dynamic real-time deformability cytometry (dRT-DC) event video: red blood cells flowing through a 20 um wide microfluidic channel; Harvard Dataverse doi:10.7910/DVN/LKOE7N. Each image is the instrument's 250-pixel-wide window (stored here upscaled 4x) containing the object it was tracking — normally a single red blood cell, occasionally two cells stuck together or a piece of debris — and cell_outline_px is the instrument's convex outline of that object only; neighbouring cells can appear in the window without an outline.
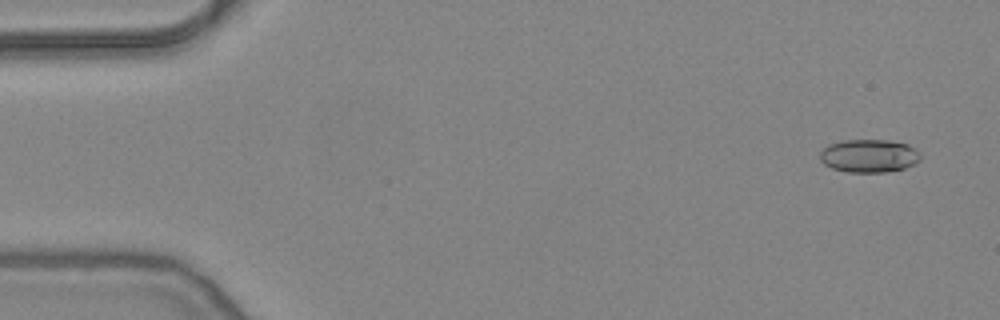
{"species": "common noctule bat (a hibernating species)", "species_latin": "Nyctalus noctula", "temperature_condition": "warm", "stored_images_in_passage": 52, "camera_frame_rate_fps": 3000, "um_per_image_px": 0.085, "animal": {"sex": "female", "body_mass_g": 24.6, "forearm_length_mm": 56.2}, "frame": {"image": 1, "passage_image": 2, "time_ms": 0.333, "image_size_px": [1000, 320], "cell_outline_px": [[920, 160], [916, 164], [904, 168], [888, 172], [848, 172], [832, 168], [824, 164], [820, 160], [820, 152], [828, 144], [844, 140], [888, 140], [908, 144], [916, 148], [920, 152]], "centroid_in_image_um": [73.89, 13.24], "position_along_channel_um": 11.1, "area_um2": 19.59}}
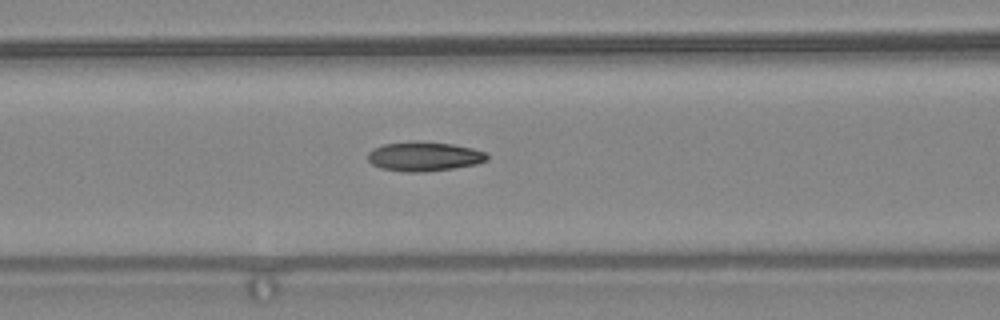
{"frame": {"image": 2, "passage_image": 21, "time_ms": 6.667, "image_size_px": [1000, 320], "cell_outline_px": [[488, 160], [476, 164], [456, 168], [424, 172], [404, 172], [380, 168], [372, 164], [368, 160], [368, 152], [372, 148], [384, 144], [452, 144], [472, 148], [488, 152]], "centroid_in_image_um": [36.09, 13.35], "position_along_channel_um": 130.5, "area_um2": 19.77}}
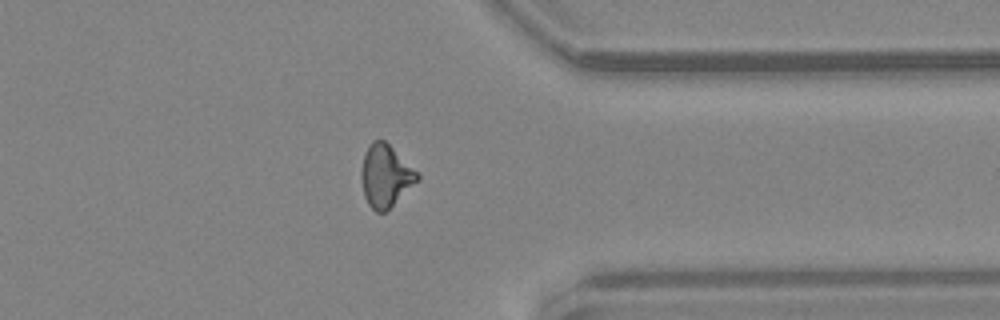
{"frame": {"image": 3, "passage_image": 41, "time_ms": 13.333, "image_size_px": [1000, 320], "cell_outline_px": [[420, 180], [384, 212], [376, 212], [368, 204], [364, 196], [360, 176], [360, 172], [364, 152], [368, 144], [372, 140], [384, 140], [420, 176]], "centroid_in_image_um": [32.73, 14.95], "position_along_channel_um": 378.7, "area_um2": 20.11}, "authors_computed_cell_mechanics": {"area_um2": 19.7676, "velocity_mm_per_s": 3.8577, "shape_relaxation_time_tau1_ms": null, "shape_relaxation_time_tau2_ms": 3.0242, "deformation_change_tau1": null, "deformation_change_tau2": 0.1063}}